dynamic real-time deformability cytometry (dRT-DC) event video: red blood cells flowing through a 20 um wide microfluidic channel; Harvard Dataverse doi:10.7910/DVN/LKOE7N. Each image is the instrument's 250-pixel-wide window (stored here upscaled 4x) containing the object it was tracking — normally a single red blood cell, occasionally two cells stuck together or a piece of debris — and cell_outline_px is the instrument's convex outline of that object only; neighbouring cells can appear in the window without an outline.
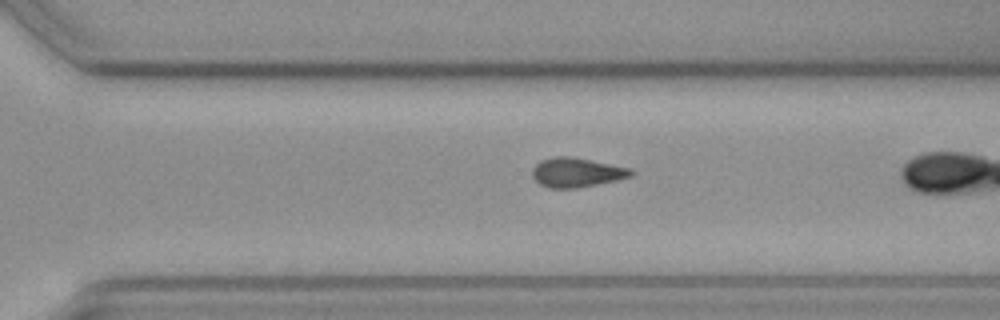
{"species": "common noctule bat (a hibernating species)", "species_latin": "Nyctalus noctula", "temperature_condition": "cold", "stored_images_in_passage": 41, "camera_frame_rate_fps": 3000, "um_per_image_px": 0.085, "animal": {"sex": "female", "body_mass_g": 19.3, "forearm_length_mm": 54.1}, "frame": {"image": 1, "passage_image": 36, "time_ms": 11.667, "image_size_px": [1000, 320], "cell_outline_px": [[636, 172], [632, 176], [616, 180], [576, 188], [548, 188], [540, 184], [532, 176], [532, 168], [540, 160], [552, 156], [572, 156], [628, 168]], "centroid_in_image_um": [48.97, 14.65], "position_along_channel_um": 321.6, "area_um2": 16.88}}
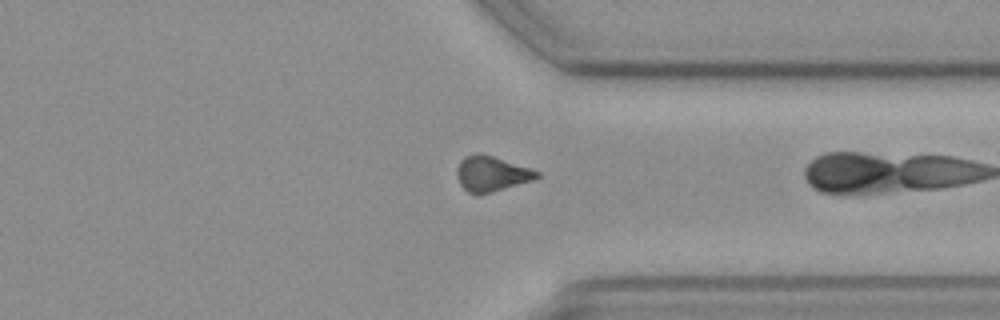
{"frame": {"image": 2, "passage_image": 40, "time_ms": 13.0, "image_size_px": [1000, 320], "cell_outline_px": [[540, 176], [532, 180], [492, 192], [476, 196], [468, 192], [460, 184], [456, 176], [456, 168], [460, 160], [464, 156], [480, 152], [540, 172]], "centroid_in_image_um": [41.71, 14.78], "position_along_channel_um": 369.7, "area_um2": 16.42}}